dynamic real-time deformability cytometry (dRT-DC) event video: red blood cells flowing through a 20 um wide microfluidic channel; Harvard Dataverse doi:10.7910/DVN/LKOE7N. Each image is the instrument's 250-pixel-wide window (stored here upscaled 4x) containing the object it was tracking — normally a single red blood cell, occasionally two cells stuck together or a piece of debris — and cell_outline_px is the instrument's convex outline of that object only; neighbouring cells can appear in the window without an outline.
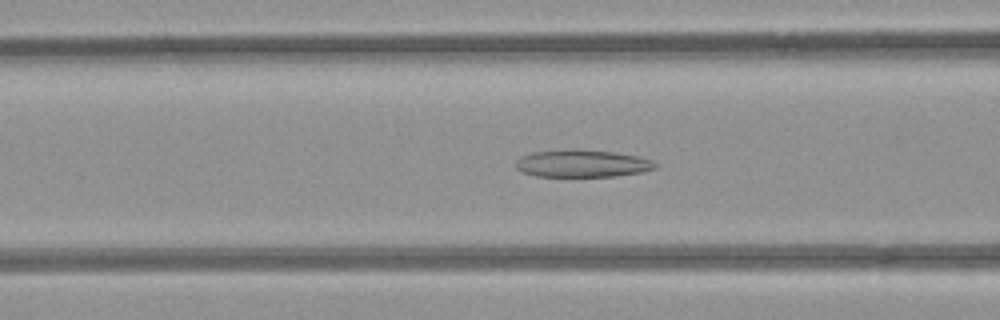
{"species": "common noctule bat (a hibernating species)", "species_latin": "Nyctalus noctula", "temperature_condition": "room temperature", "stored_images_in_passage": 53, "camera_frame_rate_fps": 3000, "um_per_image_px": 0.085, "animal": {"sex": "female", "body_mass_g": 21.9}, "frame": {"image": 1, "passage_image": 20, "time_ms": 6.333, "image_size_px": [1000, 320], "cell_outline_px": [[656, 168], [640, 172], [612, 176], [536, 176], [520, 172], [516, 168], [516, 160], [520, 156], [532, 152], [572, 148], [576, 148], [612, 152], [636, 156], [652, 160], [656, 164]], "centroid_in_image_um": [49.41, 13.88], "position_along_channel_um": 117.2, "area_um2": 22.31}}
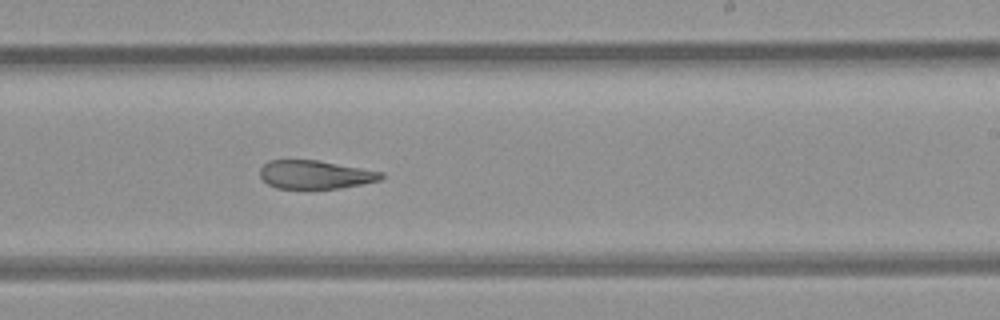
{"frame": {"image": 2, "passage_image": 31, "time_ms": 10.0, "image_size_px": [1000, 320], "cell_outline_px": [[384, 176], [380, 180], [340, 188], [276, 188], [268, 184], [260, 176], [260, 168], [268, 160], [320, 160], [384, 172]], "centroid_in_image_um": [26.8, 14.83], "position_along_channel_um": 262.2, "area_um2": 20.06}}
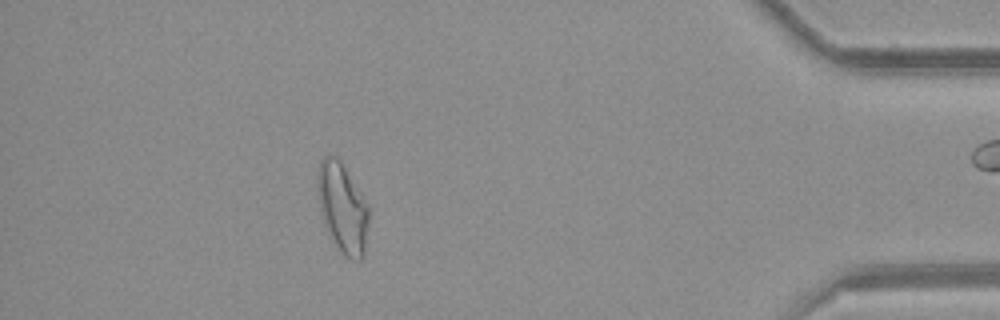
{"frame": {"image": 3, "passage_image": 46, "time_ms": 15.0, "image_size_px": [1000, 320], "cell_outline_px": [[368, 220], [364, 256], [360, 260], [352, 260], [344, 256], [340, 252], [328, 232], [320, 212], [316, 180], [316, 176], [320, 160], [324, 156], [332, 152], [340, 160], [368, 208]], "centroid_in_image_um": [29.07, 17.66], "position_along_channel_um": 406.1, "area_um2": 26.53}, "authors_computed_cell_mechanics": {"area_um2": 24.7962, "velocity_mm_per_s": 3.9547, "shape_relaxation_time_tau1_ms": null, "shape_relaxation_time_tau2_ms": 4.2997, "deformation_change_tau1": null, "deformation_change_tau2": 0.1372}}